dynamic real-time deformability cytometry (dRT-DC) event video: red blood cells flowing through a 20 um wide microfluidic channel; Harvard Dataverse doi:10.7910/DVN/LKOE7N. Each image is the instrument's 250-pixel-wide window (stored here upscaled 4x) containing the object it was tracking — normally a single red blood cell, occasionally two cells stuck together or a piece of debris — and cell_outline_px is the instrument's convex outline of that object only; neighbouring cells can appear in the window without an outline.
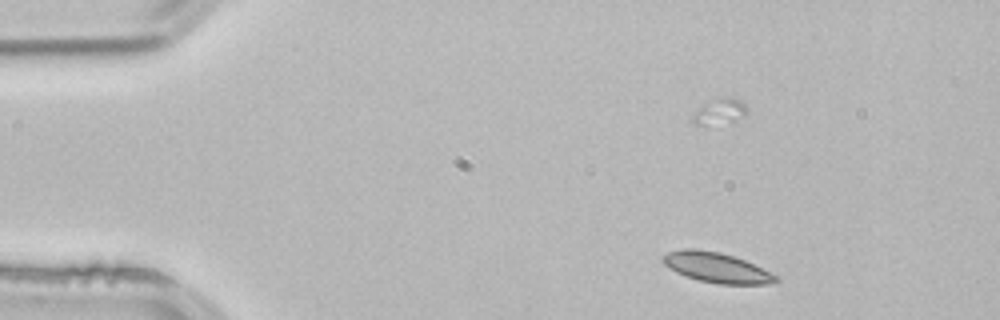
{"species": "common noctule bat (a hibernating species)", "species_latin": "Nyctalus noctula", "temperature_condition": "room temperature", "stored_images_in_passage": 4, "camera_frame_rate_fps": 3000, "um_per_image_px": 0.085, "animal": {"sex": "male", "body_mass_g": 21.5, "forearm_length_mm": 52.0}, "frame": {"image": 1, "passage_image": 2, "time_ms": 0.333, "image_size_px": [1000, 320], "cell_outline_px": [[780, 280], [768, 284], [720, 284], [700, 280], [676, 272], [668, 268], [660, 260], [668, 252], [684, 248], [696, 248], [720, 252], [744, 260], [780, 276]], "centroid_in_image_um": [60.92, 22.74], "position_along_channel_um": 24.1, "area_um2": 19.77}}